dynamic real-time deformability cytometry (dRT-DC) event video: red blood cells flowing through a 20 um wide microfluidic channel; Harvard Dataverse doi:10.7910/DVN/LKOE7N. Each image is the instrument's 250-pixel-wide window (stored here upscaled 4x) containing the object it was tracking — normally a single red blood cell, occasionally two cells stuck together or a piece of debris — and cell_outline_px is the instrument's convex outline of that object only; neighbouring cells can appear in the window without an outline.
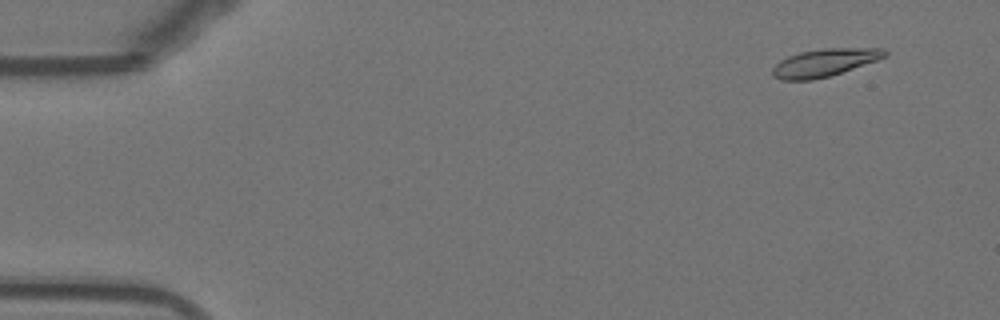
{"species": "Egyptian fruit bat (a non-hibernating species)", "species_latin": "Rousettus aegyptiacus", "temperature_condition": "warm", "stored_images_in_passage": 52, "camera_frame_rate_fps": 3000, "um_per_image_px": 0.085, "animal": {"sex": "female"}, "frame": {"image": 1, "passage_image": 4, "time_ms": 1.0, "image_size_px": [1000, 320], "cell_outline_px": [[888, 56], [832, 76], [812, 80], [780, 80], [772, 76], [772, 68], [780, 60], [788, 56], [800, 52], [824, 48], [884, 48], [888, 52]], "centroid_in_image_um": [70.09, 5.33], "position_along_channel_um": 14.9, "area_um2": 18.32}}
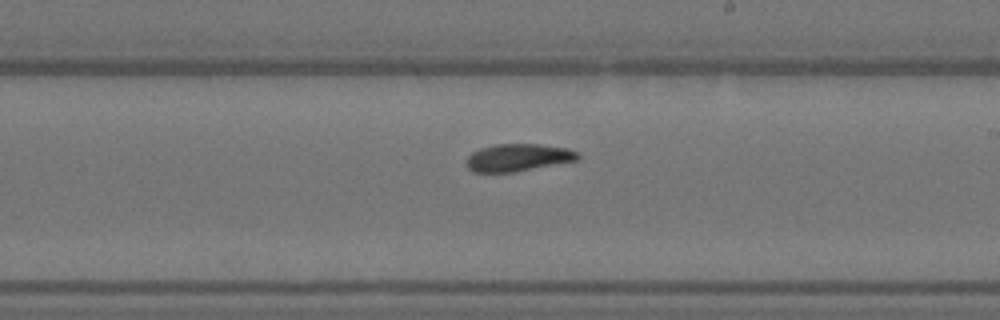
{"frame": {"image": 2, "passage_image": 31, "time_ms": 10.0, "image_size_px": [1000, 320], "cell_outline_px": [[580, 156], [576, 160], [516, 172], [472, 172], [468, 168], [468, 156], [472, 152], [480, 148], [496, 144], [540, 144], [568, 148], [580, 152]], "centroid_in_image_um": [44.06, 13.38], "position_along_channel_um": 244.9, "area_um2": 17.8}}
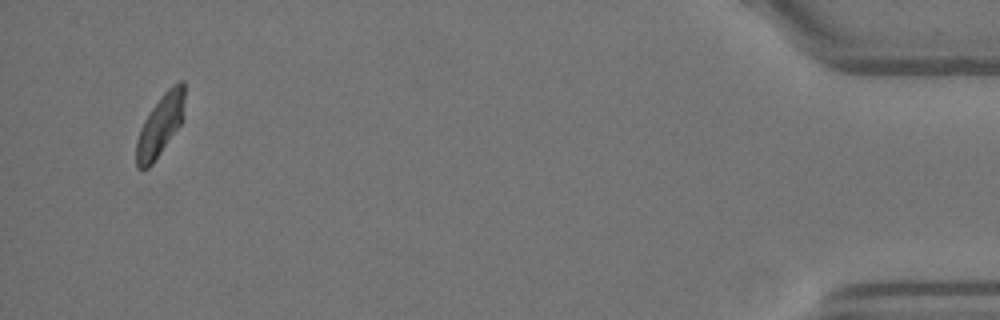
{"frame": {"image": 3, "passage_image": 51, "time_ms": 16.667, "image_size_px": [1000, 320], "cell_outline_px": [[184, 120], [152, 164], [148, 168], [136, 168], [136, 140], [140, 128], [144, 120], [152, 108], [164, 92], [172, 84], [180, 80], [184, 80]], "centroid_in_image_um": [13.63, 10.63], "position_along_channel_um": 421.6, "area_um2": 17.34}}